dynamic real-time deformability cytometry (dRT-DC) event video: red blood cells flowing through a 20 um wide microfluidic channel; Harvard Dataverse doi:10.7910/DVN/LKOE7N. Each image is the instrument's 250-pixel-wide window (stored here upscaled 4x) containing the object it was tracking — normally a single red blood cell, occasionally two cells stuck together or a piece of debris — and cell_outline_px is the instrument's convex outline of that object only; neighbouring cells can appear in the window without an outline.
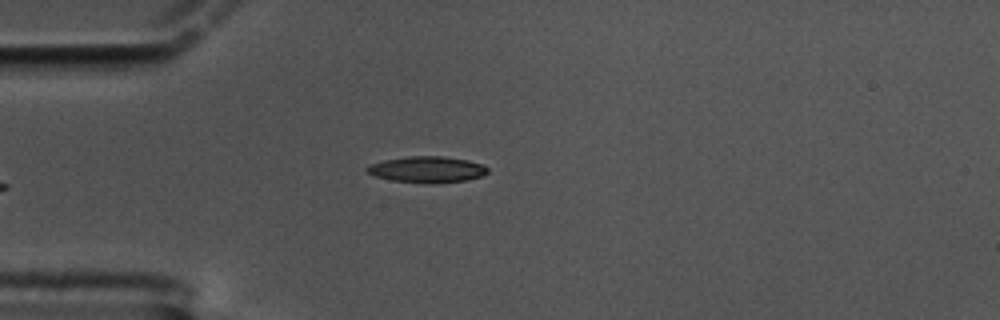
{"species": "common noctule bat (a hibernating species)", "species_latin": "Nyctalus noctula", "temperature_condition": "cold", "stored_images_in_passage": 41, "camera_frame_rate_fps": 3000, "um_per_image_px": 0.085, "animal": {"sex": "male", "body_mass_g": 17.5, "forearm_length_mm": 52.3}, "frame": {"image": 1, "passage_image": 1, "time_ms": 0.0, "image_size_px": [1000, 320], "cell_outline_px": [[488, 172], [484, 176], [468, 180], [428, 184], [392, 180], [376, 176], [368, 172], [364, 168], [372, 164], [384, 160], [408, 156], [444, 156], [468, 160], [484, 164], [488, 168]], "centroid_in_image_um": [36.37, 14.4], "position_along_channel_um": 48.6, "area_um2": 18.55}}
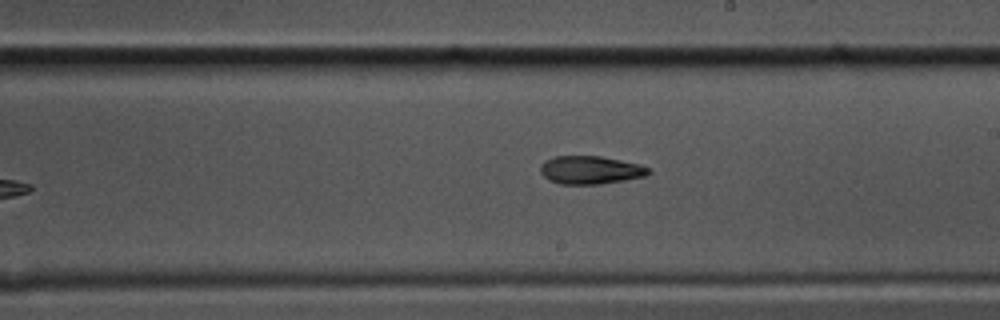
{"frame": {"image": 2, "passage_image": 19, "time_ms": 6.0, "image_size_px": [1000, 320], "cell_outline_px": [[652, 172], [644, 176], [624, 180], [600, 184], [560, 184], [548, 180], [540, 172], [540, 164], [544, 160], [552, 156], [600, 156], [640, 164], [648, 168]], "centroid_in_image_um": [50.14, 14.44], "position_along_channel_um": 238.9, "area_um2": 17.8}}
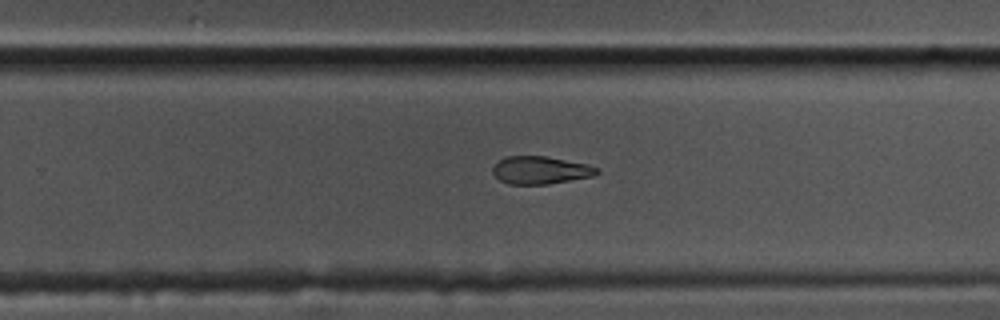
{"frame": {"image": 3, "passage_image": 23, "time_ms": 7.333, "image_size_px": [1000, 320], "cell_outline_px": [[600, 172], [592, 176], [548, 184], [508, 184], [500, 180], [492, 172], [492, 168], [504, 156], [544, 156], [588, 164], [600, 168]], "centroid_in_image_um": [45.95, 14.46], "position_along_channel_um": 283.9, "area_um2": 16.76}, "authors_computed_cell_mechanics": {"area_um2": 18.496, "velocity_mm_per_s": 3.3807, "shape_relaxation_time_tau1_ms": null, "shape_relaxation_time_tau2_ms": 6.2542, "deformation_change_tau1": null, "deformation_change_tau2": 0.1532}}